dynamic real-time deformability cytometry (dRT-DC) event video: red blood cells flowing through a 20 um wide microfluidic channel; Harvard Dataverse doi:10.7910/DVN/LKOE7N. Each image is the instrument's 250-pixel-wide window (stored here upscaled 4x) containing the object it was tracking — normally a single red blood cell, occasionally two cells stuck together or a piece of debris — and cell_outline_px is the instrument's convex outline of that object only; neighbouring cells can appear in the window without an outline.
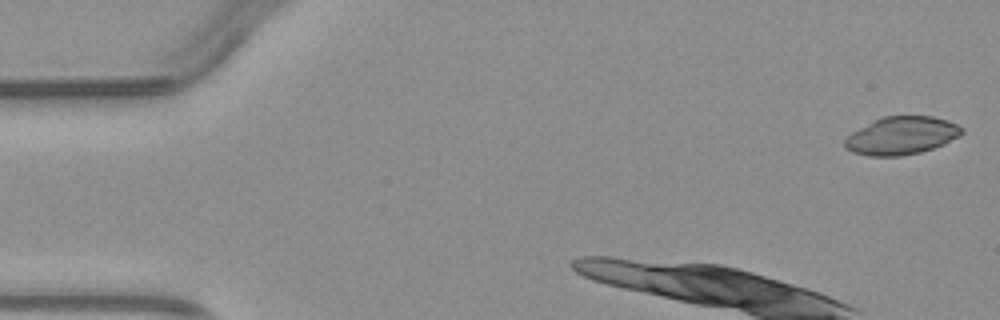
{"species": "common noctule bat (a hibernating species)", "species_latin": "Nyctalus noctula", "temperature_condition": "warm", "stored_images_in_passage": 4, "camera_frame_rate_fps": 3000, "um_per_image_px": 0.085, "animal": {"sex": "male", "body_mass_g": 23.1, "forearm_length_mm": 52.7}, "frame": {"image": 1, "passage_image": 1, "time_ms": 0.0, "image_size_px": [1000, 320], "cell_outline_px": [[964, 132], [960, 136], [944, 144], [920, 152], [900, 156], [868, 156], [852, 152], [844, 148], [844, 140], [852, 132], [884, 116], [932, 116], [948, 120], [964, 128]], "centroid_in_image_um": [76.65, 11.54], "position_along_channel_um": 8.4, "area_um2": 25.78}}